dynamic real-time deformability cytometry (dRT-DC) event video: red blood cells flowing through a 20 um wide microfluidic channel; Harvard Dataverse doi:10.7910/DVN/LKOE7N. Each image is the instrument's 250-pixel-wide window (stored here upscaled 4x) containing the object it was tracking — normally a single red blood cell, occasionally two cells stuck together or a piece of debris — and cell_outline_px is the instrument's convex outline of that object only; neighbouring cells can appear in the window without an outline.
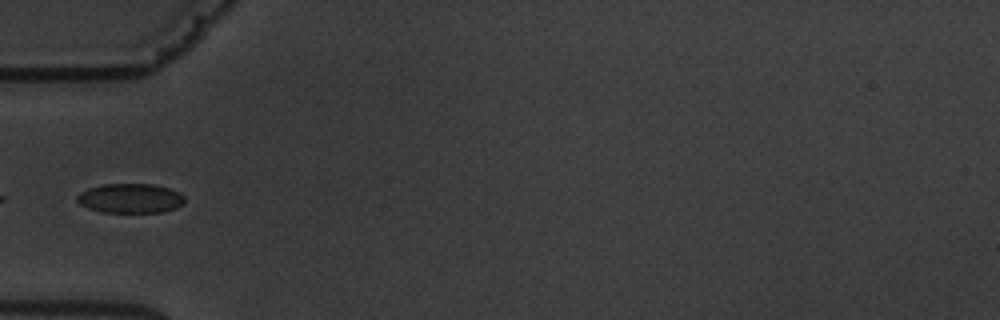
{"species": "common noctule bat (a hibernating species)", "species_latin": "Nyctalus noctula", "temperature_condition": "warm", "stored_images_in_passage": 4, "camera_frame_rate_fps": 3000, "um_per_image_px": 0.085, "animal": {"sex": "male", "body_mass_g": 19.5, "forearm_length_mm": 54.6}, "frame": {"image": 1, "passage_image": 4, "time_ms": 4.333, "image_size_px": [1000, 320], "cell_outline_px": [[184, 204], [176, 208], [164, 212], [100, 212], [88, 208], [80, 204], [76, 200], [76, 196], [80, 192], [88, 188], [100, 184], [152, 184], [168, 188], [184, 196]], "centroid_in_image_um": [11.05, 16.86], "position_along_channel_um": 74.0, "area_um2": 18.55}}